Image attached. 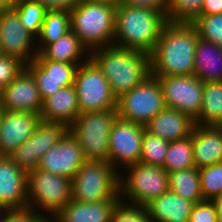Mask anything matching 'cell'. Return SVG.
<instances>
[{
  "instance_id": "obj_11",
  "label": "cell",
  "mask_w": 222,
  "mask_h": 222,
  "mask_svg": "<svg viewBox=\"0 0 222 222\" xmlns=\"http://www.w3.org/2000/svg\"><path fill=\"white\" fill-rule=\"evenodd\" d=\"M161 85L165 106L190 115L199 116L204 82L195 75L155 76Z\"/></svg>"
},
{
  "instance_id": "obj_20",
  "label": "cell",
  "mask_w": 222,
  "mask_h": 222,
  "mask_svg": "<svg viewBox=\"0 0 222 222\" xmlns=\"http://www.w3.org/2000/svg\"><path fill=\"white\" fill-rule=\"evenodd\" d=\"M195 125V120L190 115L165 107L148 121L145 130L172 142L190 136Z\"/></svg>"
},
{
  "instance_id": "obj_42",
  "label": "cell",
  "mask_w": 222,
  "mask_h": 222,
  "mask_svg": "<svg viewBox=\"0 0 222 222\" xmlns=\"http://www.w3.org/2000/svg\"><path fill=\"white\" fill-rule=\"evenodd\" d=\"M222 14V0H204L201 15Z\"/></svg>"
},
{
  "instance_id": "obj_23",
  "label": "cell",
  "mask_w": 222,
  "mask_h": 222,
  "mask_svg": "<svg viewBox=\"0 0 222 222\" xmlns=\"http://www.w3.org/2000/svg\"><path fill=\"white\" fill-rule=\"evenodd\" d=\"M119 200L86 203L71 199L56 215L58 222H111Z\"/></svg>"
},
{
  "instance_id": "obj_9",
  "label": "cell",
  "mask_w": 222,
  "mask_h": 222,
  "mask_svg": "<svg viewBox=\"0 0 222 222\" xmlns=\"http://www.w3.org/2000/svg\"><path fill=\"white\" fill-rule=\"evenodd\" d=\"M128 168L129 175L121 174L119 179L121 200L127 197L132 204L146 206L169 190L168 172L163 167L138 162Z\"/></svg>"
},
{
  "instance_id": "obj_13",
  "label": "cell",
  "mask_w": 222,
  "mask_h": 222,
  "mask_svg": "<svg viewBox=\"0 0 222 222\" xmlns=\"http://www.w3.org/2000/svg\"><path fill=\"white\" fill-rule=\"evenodd\" d=\"M145 126L117 117L109 137V162L117 169L118 162L125 168L140 162Z\"/></svg>"
},
{
  "instance_id": "obj_18",
  "label": "cell",
  "mask_w": 222,
  "mask_h": 222,
  "mask_svg": "<svg viewBox=\"0 0 222 222\" xmlns=\"http://www.w3.org/2000/svg\"><path fill=\"white\" fill-rule=\"evenodd\" d=\"M40 115L32 112L2 110L0 156L9 157L33 134Z\"/></svg>"
},
{
  "instance_id": "obj_28",
  "label": "cell",
  "mask_w": 222,
  "mask_h": 222,
  "mask_svg": "<svg viewBox=\"0 0 222 222\" xmlns=\"http://www.w3.org/2000/svg\"><path fill=\"white\" fill-rule=\"evenodd\" d=\"M169 191L195 203L203 201L199 169L190 167L168 173Z\"/></svg>"
},
{
  "instance_id": "obj_45",
  "label": "cell",
  "mask_w": 222,
  "mask_h": 222,
  "mask_svg": "<svg viewBox=\"0 0 222 222\" xmlns=\"http://www.w3.org/2000/svg\"><path fill=\"white\" fill-rule=\"evenodd\" d=\"M52 219L54 222H58L57 219L55 218V216H52ZM52 219L50 220L46 216H41L36 222H53Z\"/></svg>"
},
{
  "instance_id": "obj_32",
  "label": "cell",
  "mask_w": 222,
  "mask_h": 222,
  "mask_svg": "<svg viewBox=\"0 0 222 222\" xmlns=\"http://www.w3.org/2000/svg\"><path fill=\"white\" fill-rule=\"evenodd\" d=\"M170 142L146 130L142 138L140 162L144 164L163 166Z\"/></svg>"
},
{
  "instance_id": "obj_26",
  "label": "cell",
  "mask_w": 222,
  "mask_h": 222,
  "mask_svg": "<svg viewBox=\"0 0 222 222\" xmlns=\"http://www.w3.org/2000/svg\"><path fill=\"white\" fill-rule=\"evenodd\" d=\"M194 75L204 83L222 81V47L199 37Z\"/></svg>"
},
{
  "instance_id": "obj_40",
  "label": "cell",
  "mask_w": 222,
  "mask_h": 222,
  "mask_svg": "<svg viewBox=\"0 0 222 222\" xmlns=\"http://www.w3.org/2000/svg\"><path fill=\"white\" fill-rule=\"evenodd\" d=\"M120 2L127 6L135 8H147L165 15L169 5V0H120Z\"/></svg>"
},
{
  "instance_id": "obj_7",
  "label": "cell",
  "mask_w": 222,
  "mask_h": 222,
  "mask_svg": "<svg viewBox=\"0 0 222 222\" xmlns=\"http://www.w3.org/2000/svg\"><path fill=\"white\" fill-rule=\"evenodd\" d=\"M72 180L39 168L27 173V205L55 216L71 200ZM45 210V211H44Z\"/></svg>"
},
{
  "instance_id": "obj_22",
  "label": "cell",
  "mask_w": 222,
  "mask_h": 222,
  "mask_svg": "<svg viewBox=\"0 0 222 222\" xmlns=\"http://www.w3.org/2000/svg\"><path fill=\"white\" fill-rule=\"evenodd\" d=\"M192 145L196 168L222 162V126L196 124L192 131Z\"/></svg>"
},
{
  "instance_id": "obj_8",
  "label": "cell",
  "mask_w": 222,
  "mask_h": 222,
  "mask_svg": "<svg viewBox=\"0 0 222 222\" xmlns=\"http://www.w3.org/2000/svg\"><path fill=\"white\" fill-rule=\"evenodd\" d=\"M164 96L157 77L150 75L140 85L117 98V115L122 120L145 126L165 108Z\"/></svg>"
},
{
  "instance_id": "obj_5",
  "label": "cell",
  "mask_w": 222,
  "mask_h": 222,
  "mask_svg": "<svg viewBox=\"0 0 222 222\" xmlns=\"http://www.w3.org/2000/svg\"><path fill=\"white\" fill-rule=\"evenodd\" d=\"M119 173L108 161L86 160L72 179L71 199L86 203L120 200Z\"/></svg>"
},
{
  "instance_id": "obj_48",
  "label": "cell",
  "mask_w": 222,
  "mask_h": 222,
  "mask_svg": "<svg viewBox=\"0 0 222 222\" xmlns=\"http://www.w3.org/2000/svg\"><path fill=\"white\" fill-rule=\"evenodd\" d=\"M1 114H2V109L0 108V123H1Z\"/></svg>"
},
{
  "instance_id": "obj_34",
  "label": "cell",
  "mask_w": 222,
  "mask_h": 222,
  "mask_svg": "<svg viewBox=\"0 0 222 222\" xmlns=\"http://www.w3.org/2000/svg\"><path fill=\"white\" fill-rule=\"evenodd\" d=\"M199 176L204 200L222 194V162L199 168Z\"/></svg>"
},
{
  "instance_id": "obj_6",
  "label": "cell",
  "mask_w": 222,
  "mask_h": 222,
  "mask_svg": "<svg viewBox=\"0 0 222 222\" xmlns=\"http://www.w3.org/2000/svg\"><path fill=\"white\" fill-rule=\"evenodd\" d=\"M117 110L80 113L70 132L77 138L86 160L109 162V137Z\"/></svg>"
},
{
  "instance_id": "obj_39",
  "label": "cell",
  "mask_w": 222,
  "mask_h": 222,
  "mask_svg": "<svg viewBox=\"0 0 222 222\" xmlns=\"http://www.w3.org/2000/svg\"><path fill=\"white\" fill-rule=\"evenodd\" d=\"M41 216L43 214L28 205L20 208H6L4 222H36Z\"/></svg>"
},
{
  "instance_id": "obj_25",
  "label": "cell",
  "mask_w": 222,
  "mask_h": 222,
  "mask_svg": "<svg viewBox=\"0 0 222 222\" xmlns=\"http://www.w3.org/2000/svg\"><path fill=\"white\" fill-rule=\"evenodd\" d=\"M87 50L78 36L73 31H69L57 41L46 45L34 60H52L79 66L90 58L89 54L86 59L82 57Z\"/></svg>"
},
{
  "instance_id": "obj_12",
  "label": "cell",
  "mask_w": 222,
  "mask_h": 222,
  "mask_svg": "<svg viewBox=\"0 0 222 222\" xmlns=\"http://www.w3.org/2000/svg\"><path fill=\"white\" fill-rule=\"evenodd\" d=\"M68 130L64 124L40 120L31 137L9 157L28 173L38 167L43 154L55 146Z\"/></svg>"
},
{
  "instance_id": "obj_3",
  "label": "cell",
  "mask_w": 222,
  "mask_h": 222,
  "mask_svg": "<svg viewBox=\"0 0 222 222\" xmlns=\"http://www.w3.org/2000/svg\"><path fill=\"white\" fill-rule=\"evenodd\" d=\"M167 23L165 14L147 8L127 6L119 1L115 11L113 45L150 55Z\"/></svg>"
},
{
  "instance_id": "obj_21",
  "label": "cell",
  "mask_w": 222,
  "mask_h": 222,
  "mask_svg": "<svg viewBox=\"0 0 222 222\" xmlns=\"http://www.w3.org/2000/svg\"><path fill=\"white\" fill-rule=\"evenodd\" d=\"M80 114L75 86H67L43 101L40 120L64 124L70 128Z\"/></svg>"
},
{
  "instance_id": "obj_41",
  "label": "cell",
  "mask_w": 222,
  "mask_h": 222,
  "mask_svg": "<svg viewBox=\"0 0 222 222\" xmlns=\"http://www.w3.org/2000/svg\"><path fill=\"white\" fill-rule=\"evenodd\" d=\"M45 6L48 10H68L70 11L82 0H33Z\"/></svg>"
},
{
  "instance_id": "obj_29",
  "label": "cell",
  "mask_w": 222,
  "mask_h": 222,
  "mask_svg": "<svg viewBox=\"0 0 222 222\" xmlns=\"http://www.w3.org/2000/svg\"><path fill=\"white\" fill-rule=\"evenodd\" d=\"M71 31L70 11L68 10H47L42 24L41 32L38 36L36 46L38 53L48 44L57 41L60 37ZM39 47V48H38Z\"/></svg>"
},
{
  "instance_id": "obj_15",
  "label": "cell",
  "mask_w": 222,
  "mask_h": 222,
  "mask_svg": "<svg viewBox=\"0 0 222 222\" xmlns=\"http://www.w3.org/2000/svg\"><path fill=\"white\" fill-rule=\"evenodd\" d=\"M85 161L77 138L68 130L55 146L43 154L37 168L72 180Z\"/></svg>"
},
{
  "instance_id": "obj_43",
  "label": "cell",
  "mask_w": 222,
  "mask_h": 222,
  "mask_svg": "<svg viewBox=\"0 0 222 222\" xmlns=\"http://www.w3.org/2000/svg\"><path fill=\"white\" fill-rule=\"evenodd\" d=\"M211 201L214 203L216 207L217 222H222V194L214 197Z\"/></svg>"
},
{
  "instance_id": "obj_2",
  "label": "cell",
  "mask_w": 222,
  "mask_h": 222,
  "mask_svg": "<svg viewBox=\"0 0 222 222\" xmlns=\"http://www.w3.org/2000/svg\"><path fill=\"white\" fill-rule=\"evenodd\" d=\"M89 54L108 80L116 98L151 75L150 55L145 52L112 45L97 48Z\"/></svg>"
},
{
  "instance_id": "obj_35",
  "label": "cell",
  "mask_w": 222,
  "mask_h": 222,
  "mask_svg": "<svg viewBox=\"0 0 222 222\" xmlns=\"http://www.w3.org/2000/svg\"><path fill=\"white\" fill-rule=\"evenodd\" d=\"M192 24L200 38L222 47V14L201 15Z\"/></svg>"
},
{
  "instance_id": "obj_33",
  "label": "cell",
  "mask_w": 222,
  "mask_h": 222,
  "mask_svg": "<svg viewBox=\"0 0 222 222\" xmlns=\"http://www.w3.org/2000/svg\"><path fill=\"white\" fill-rule=\"evenodd\" d=\"M204 0H169L166 19L169 23H193L199 16Z\"/></svg>"
},
{
  "instance_id": "obj_24",
  "label": "cell",
  "mask_w": 222,
  "mask_h": 222,
  "mask_svg": "<svg viewBox=\"0 0 222 222\" xmlns=\"http://www.w3.org/2000/svg\"><path fill=\"white\" fill-rule=\"evenodd\" d=\"M195 202L167 191L146 205L152 222H188Z\"/></svg>"
},
{
  "instance_id": "obj_4",
  "label": "cell",
  "mask_w": 222,
  "mask_h": 222,
  "mask_svg": "<svg viewBox=\"0 0 222 222\" xmlns=\"http://www.w3.org/2000/svg\"><path fill=\"white\" fill-rule=\"evenodd\" d=\"M116 4L82 0L70 10L71 31L88 49L112 46Z\"/></svg>"
},
{
  "instance_id": "obj_19",
  "label": "cell",
  "mask_w": 222,
  "mask_h": 222,
  "mask_svg": "<svg viewBox=\"0 0 222 222\" xmlns=\"http://www.w3.org/2000/svg\"><path fill=\"white\" fill-rule=\"evenodd\" d=\"M27 206V173L10 157L0 156V207Z\"/></svg>"
},
{
  "instance_id": "obj_37",
  "label": "cell",
  "mask_w": 222,
  "mask_h": 222,
  "mask_svg": "<svg viewBox=\"0 0 222 222\" xmlns=\"http://www.w3.org/2000/svg\"><path fill=\"white\" fill-rule=\"evenodd\" d=\"M25 68L26 63L18 57L0 55V89L12 82Z\"/></svg>"
},
{
  "instance_id": "obj_30",
  "label": "cell",
  "mask_w": 222,
  "mask_h": 222,
  "mask_svg": "<svg viewBox=\"0 0 222 222\" xmlns=\"http://www.w3.org/2000/svg\"><path fill=\"white\" fill-rule=\"evenodd\" d=\"M166 155L162 167L168 173L195 167L192 134L184 139L170 142Z\"/></svg>"
},
{
  "instance_id": "obj_14",
  "label": "cell",
  "mask_w": 222,
  "mask_h": 222,
  "mask_svg": "<svg viewBox=\"0 0 222 222\" xmlns=\"http://www.w3.org/2000/svg\"><path fill=\"white\" fill-rule=\"evenodd\" d=\"M37 40L21 23L13 10L0 12V47L2 55L18 57L25 63L35 59L38 51L34 49ZM34 41V42H33ZM33 51V52H31Z\"/></svg>"
},
{
  "instance_id": "obj_17",
  "label": "cell",
  "mask_w": 222,
  "mask_h": 222,
  "mask_svg": "<svg viewBox=\"0 0 222 222\" xmlns=\"http://www.w3.org/2000/svg\"><path fill=\"white\" fill-rule=\"evenodd\" d=\"M42 105L43 101L36 81L26 68L1 89L0 108L2 110L32 112L40 115Z\"/></svg>"
},
{
  "instance_id": "obj_10",
  "label": "cell",
  "mask_w": 222,
  "mask_h": 222,
  "mask_svg": "<svg viewBox=\"0 0 222 222\" xmlns=\"http://www.w3.org/2000/svg\"><path fill=\"white\" fill-rule=\"evenodd\" d=\"M74 86L80 113L116 109L117 98L101 69L91 58L77 67Z\"/></svg>"
},
{
  "instance_id": "obj_44",
  "label": "cell",
  "mask_w": 222,
  "mask_h": 222,
  "mask_svg": "<svg viewBox=\"0 0 222 222\" xmlns=\"http://www.w3.org/2000/svg\"><path fill=\"white\" fill-rule=\"evenodd\" d=\"M16 0H0V12L13 8Z\"/></svg>"
},
{
  "instance_id": "obj_16",
  "label": "cell",
  "mask_w": 222,
  "mask_h": 222,
  "mask_svg": "<svg viewBox=\"0 0 222 222\" xmlns=\"http://www.w3.org/2000/svg\"><path fill=\"white\" fill-rule=\"evenodd\" d=\"M77 67L76 64L52 60H32L26 63V69L36 81L42 101L63 87L74 85Z\"/></svg>"
},
{
  "instance_id": "obj_47",
  "label": "cell",
  "mask_w": 222,
  "mask_h": 222,
  "mask_svg": "<svg viewBox=\"0 0 222 222\" xmlns=\"http://www.w3.org/2000/svg\"><path fill=\"white\" fill-rule=\"evenodd\" d=\"M0 211L2 212V214H3V217H1V219H0V222H4V218H5V213H6V208H4V207H0Z\"/></svg>"
},
{
  "instance_id": "obj_46",
  "label": "cell",
  "mask_w": 222,
  "mask_h": 222,
  "mask_svg": "<svg viewBox=\"0 0 222 222\" xmlns=\"http://www.w3.org/2000/svg\"><path fill=\"white\" fill-rule=\"evenodd\" d=\"M88 1L117 4L120 0H88Z\"/></svg>"
},
{
  "instance_id": "obj_31",
  "label": "cell",
  "mask_w": 222,
  "mask_h": 222,
  "mask_svg": "<svg viewBox=\"0 0 222 222\" xmlns=\"http://www.w3.org/2000/svg\"><path fill=\"white\" fill-rule=\"evenodd\" d=\"M12 9L18 14L25 29L37 38L48 9L33 0H17Z\"/></svg>"
},
{
  "instance_id": "obj_27",
  "label": "cell",
  "mask_w": 222,
  "mask_h": 222,
  "mask_svg": "<svg viewBox=\"0 0 222 222\" xmlns=\"http://www.w3.org/2000/svg\"><path fill=\"white\" fill-rule=\"evenodd\" d=\"M202 105L195 124L222 126V81L204 83Z\"/></svg>"
},
{
  "instance_id": "obj_38",
  "label": "cell",
  "mask_w": 222,
  "mask_h": 222,
  "mask_svg": "<svg viewBox=\"0 0 222 222\" xmlns=\"http://www.w3.org/2000/svg\"><path fill=\"white\" fill-rule=\"evenodd\" d=\"M188 222H217V211L211 200L195 203Z\"/></svg>"
},
{
  "instance_id": "obj_36",
  "label": "cell",
  "mask_w": 222,
  "mask_h": 222,
  "mask_svg": "<svg viewBox=\"0 0 222 222\" xmlns=\"http://www.w3.org/2000/svg\"><path fill=\"white\" fill-rule=\"evenodd\" d=\"M128 204L121 199L118 201L112 212L111 222H152L146 206Z\"/></svg>"
},
{
  "instance_id": "obj_1",
  "label": "cell",
  "mask_w": 222,
  "mask_h": 222,
  "mask_svg": "<svg viewBox=\"0 0 222 222\" xmlns=\"http://www.w3.org/2000/svg\"><path fill=\"white\" fill-rule=\"evenodd\" d=\"M199 38L192 23H167L150 54L151 75H194Z\"/></svg>"
}]
</instances>
